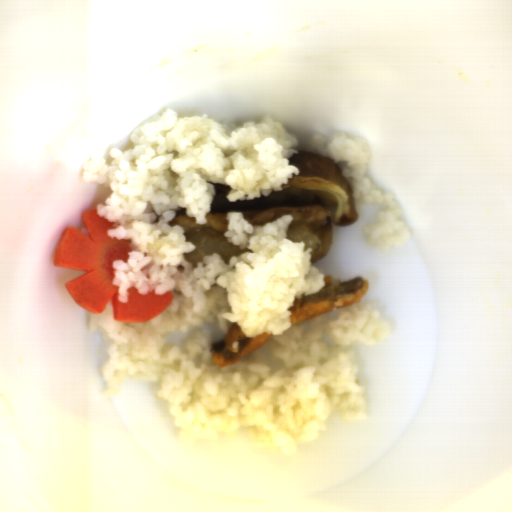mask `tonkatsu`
Returning <instances> with one entry per match:
<instances>
[{
	"label": "tonkatsu",
	"instance_id": "tonkatsu-1",
	"mask_svg": "<svg viewBox=\"0 0 512 512\" xmlns=\"http://www.w3.org/2000/svg\"><path fill=\"white\" fill-rule=\"evenodd\" d=\"M369 289V279L361 276L337 281L331 275L324 278L321 289L311 296L295 298L289 320L291 325L322 313L338 310L362 301Z\"/></svg>",
	"mask_w": 512,
	"mask_h": 512
},
{
	"label": "tonkatsu",
	"instance_id": "tonkatsu-2",
	"mask_svg": "<svg viewBox=\"0 0 512 512\" xmlns=\"http://www.w3.org/2000/svg\"><path fill=\"white\" fill-rule=\"evenodd\" d=\"M272 336V333L267 332L256 337H247L243 334L240 324L234 322L218 342L211 343L210 359L216 367L225 368L260 349ZM233 341H239V347L232 349Z\"/></svg>",
	"mask_w": 512,
	"mask_h": 512
}]
</instances>
